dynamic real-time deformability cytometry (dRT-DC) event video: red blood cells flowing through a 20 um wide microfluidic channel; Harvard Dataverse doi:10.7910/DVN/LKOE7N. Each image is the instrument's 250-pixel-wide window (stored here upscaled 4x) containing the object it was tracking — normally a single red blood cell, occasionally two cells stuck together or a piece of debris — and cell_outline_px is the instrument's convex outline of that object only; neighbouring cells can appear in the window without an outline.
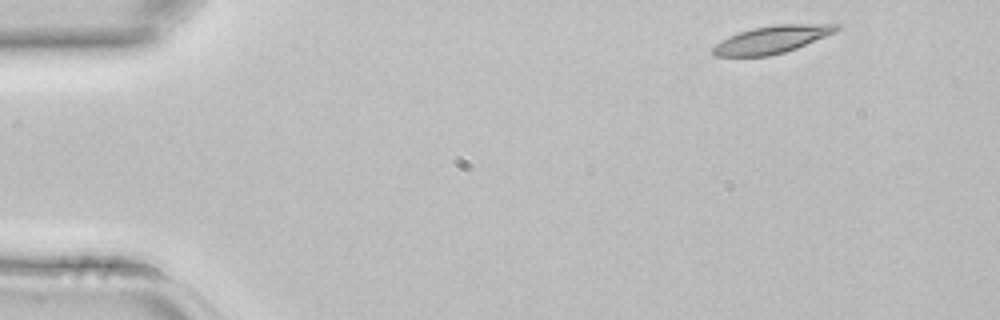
{"species": "common noctule bat (a hibernating species)", "species_latin": "Nyctalus noctula", "temperature_condition": "room temperature", "stored_images_in_passage": 3, "camera_frame_rate_fps": 3000, "um_per_image_px": 0.085, "animal": {"sex": "female", "body_mass_g": 22.7, "forearm_length_mm": 54.2}, "frame": {"image": 1, "passage_image": 1, "time_ms": 0.0, "image_size_px": [1000, 320], "cell_outline_px": [[840, 28], [836, 32], [796, 48], [784, 52], [768, 56], [712, 56], [712, 48], [720, 40], [728, 36], [752, 28], [776, 24], [840, 24]], "centroid_in_image_um": [65.59, 3.35], "position_along_channel_um": 19.4, "area_um2": 19.77}}
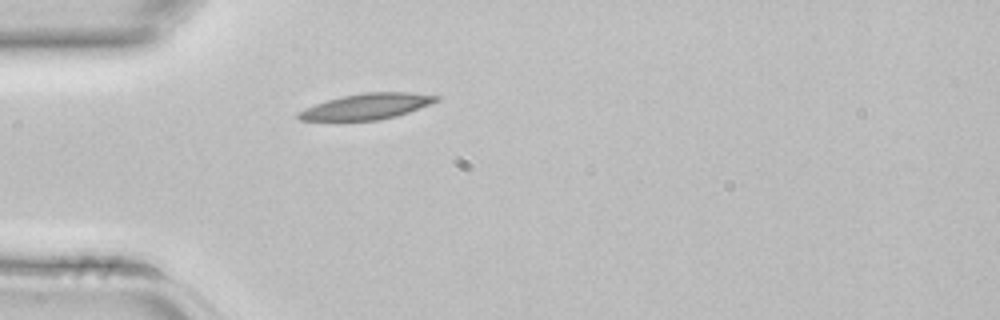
{"frame": {"image": 2, "passage_image": 3, "time_ms": 0.667, "image_size_px": [1000, 320], "cell_outline_px": [[440, 100], [432, 104], [396, 116], [380, 120], [300, 120], [296, 116], [296, 112], [304, 108], [340, 96], [364, 92], [408, 92], [440, 96]], "centroid_in_image_um": [31.19, 9.04], "position_along_channel_um": 53.8, "area_um2": 20.75}}